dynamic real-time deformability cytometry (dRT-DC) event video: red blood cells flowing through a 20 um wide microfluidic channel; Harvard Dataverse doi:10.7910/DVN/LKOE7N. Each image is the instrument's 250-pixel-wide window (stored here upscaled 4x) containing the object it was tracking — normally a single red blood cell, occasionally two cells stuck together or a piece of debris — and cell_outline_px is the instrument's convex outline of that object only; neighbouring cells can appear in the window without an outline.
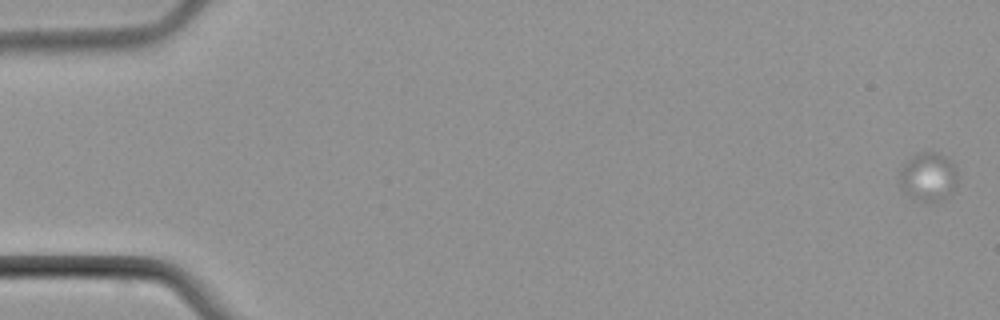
{"species": "common noctule bat (a hibernating species)", "species_latin": "Nyctalus noctula", "temperature_condition": "cold", "stored_images_in_passage": 7, "camera_frame_rate_fps": 3000, "um_per_image_px": 0.085, "animal": {"sex": "male", "body_mass_g": 21.5, "forearm_length_mm": 52.0}, "frame": {"image": 1, "passage_image": 1, "time_ms": 0.0, "image_size_px": [1000, 320], "cell_outline_px": [[960, 180], [956, 188], [940, 200], [928, 204], [916, 200], [908, 196], [900, 184], [900, 172], [904, 164], [916, 152], [936, 152], [952, 160], [956, 164]], "centroid_in_image_um": [78.97, 15.04], "position_along_channel_um": 6.0, "area_um2": 16.99}}
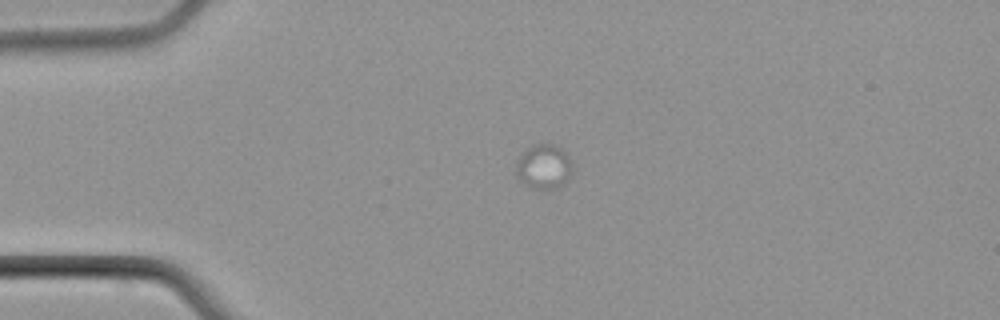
{"frame": {"image": 2, "passage_image": 5, "time_ms": 4.667, "image_size_px": [1000, 320], "cell_outline_px": [[572, 172], [568, 180], [564, 184], [556, 188], [536, 188], [520, 180], [516, 176], [516, 160], [532, 144], [552, 144], [560, 148], [568, 156], [572, 164]], "centroid_in_image_um": [46.23, 14.15], "position_along_channel_um": 38.8, "area_um2": 14.45}}